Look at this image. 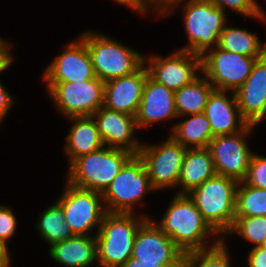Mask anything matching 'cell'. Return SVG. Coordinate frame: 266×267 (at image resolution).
Returning <instances> with one entry per match:
<instances>
[{"instance_id": "6da1fadb", "label": "cell", "mask_w": 266, "mask_h": 267, "mask_svg": "<svg viewBox=\"0 0 266 267\" xmlns=\"http://www.w3.org/2000/svg\"><path fill=\"white\" fill-rule=\"evenodd\" d=\"M156 225L184 254L211 248L222 241L219 237L207 247L206 240L209 235H220L203 218L188 194H176L162 220Z\"/></svg>"}, {"instance_id": "7a4b0ae2", "label": "cell", "mask_w": 266, "mask_h": 267, "mask_svg": "<svg viewBox=\"0 0 266 267\" xmlns=\"http://www.w3.org/2000/svg\"><path fill=\"white\" fill-rule=\"evenodd\" d=\"M134 213H106L96 233L97 262L100 267H121L132 256L136 233L148 218Z\"/></svg>"}, {"instance_id": "3957f363", "label": "cell", "mask_w": 266, "mask_h": 267, "mask_svg": "<svg viewBox=\"0 0 266 267\" xmlns=\"http://www.w3.org/2000/svg\"><path fill=\"white\" fill-rule=\"evenodd\" d=\"M238 181L215 174L188 193L203 218L220 236L233 226Z\"/></svg>"}, {"instance_id": "277c9868", "label": "cell", "mask_w": 266, "mask_h": 267, "mask_svg": "<svg viewBox=\"0 0 266 267\" xmlns=\"http://www.w3.org/2000/svg\"><path fill=\"white\" fill-rule=\"evenodd\" d=\"M123 149L103 146L78 157L68 169L67 182L73 186L103 193L133 156Z\"/></svg>"}, {"instance_id": "5b68a950", "label": "cell", "mask_w": 266, "mask_h": 267, "mask_svg": "<svg viewBox=\"0 0 266 267\" xmlns=\"http://www.w3.org/2000/svg\"><path fill=\"white\" fill-rule=\"evenodd\" d=\"M86 43L97 78L104 82L134 73L144 64V56L102 33L85 31Z\"/></svg>"}, {"instance_id": "8992f818", "label": "cell", "mask_w": 266, "mask_h": 267, "mask_svg": "<svg viewBox=\"0 0 266 267\" xmlns=\"http://www.w3.org/2000/svg\"><path fill=\"white\" fill-rule=\"evenodd\" d=\"M183 5L188 45L180 50L202 56L217 46L220 33L228 22L226 13L210 0H187Z\"/></svg>"}, {"instance_id": "52a82bcc", "label": "cell", "mask_w": 266, "mask_h": 267, "mask_svg": "<svg viewBox=\"0 0 266 267\" xmlns=\"http://www.w3.org/2000/svg\"><path fill=\"white\" fill-rule=\"evenodd\" d=\"M153 190L142 159L133 155L102 193L106 212L134 213L135 204Z\"/></svg>"}, {"instance_id": "ba28073f", "label": "cell", "mask_w": 266, "mask_h": 267, "mask_svg": "<svg viewBox=\"0 0 266 267\" xmlns=\"http://www.w3.org/2000/svg\"><path fill=\"white\" fill-rule=\"evenodd\" d=\"M47 92L64 117L92 116L104 102L105 82L94 78L79 82H46Z\"/></svg>"}, {"instance_id": "9c48e42d", "label": "cell", "mask_w": 266, "mask_h": 267, "mask_svg": "<svg viewBox=\"0 0 266 267\" xmlns=\"http://www.w3.org/2000/svg\"><path fill=\"white\" fill-rule=\"evenodd\" d=\"M66 187L57 200L62 207L65 222L74 235L94 236L92 229L97 226L99 231L107 213L102 193L79 188L68 182Z\"/></svg>"}, {"instance_id": "30bf717a", "label": "cell", "mask_w": 266, "mask_h": 267, "mask_svg": "<svg viewBox=\"0 0 266 267\" xmlns=\"http://www.w3.org/2000/svg\"><path fill=\"white\" fill-rule=\"evenodd\" d=\"M255 57L215 46L201 56V73L217 90L235 92L249 77Z\"/></svg>"}, {"instance_id": "8fae6325", "label": "cell", "mask_w": 266, "mask_h": 267, "mask_svg": "<svg viewBox=\"0 0 266 267\" xmlns=\"http://www.w3.org/2000/svg\"><path fill=\"white\" fill-rule=\"evenodd\" d=\"M187 148L170 135L161 145L142 144L138 155L142 159L154 190L178 185Z\"/></svg>"}, {"instance_id": "7c38bea8", "label": "cell", "mask_w": 266, "mask_h": 267, "mask_svg": "<svg viewBox=\"0 0 266 267\" xmlns=\"http://www.w3.org/2000/svg\"><path fill=\"white\" fill-rule=\"evenodd\" d=\"M253 128L254 125L248 124L238 133L215 136L210 140L207 148L210 150L218 175L233 178L238 182L245 179L254 154L249 149L245 137L250 135Z\"/></svg>"}, {"instance_id": "4fadbf2b", "label": "cell", "mask_w": 266, "mask_h": 267, "mask_svg": "<svg viewBox=\"0 0 266 267\" xmlns=\"http://www.w3.org/2000/svg\"><path fill=\"white\" fill-rule=\"evenodd\" d=\"M147 62L149 77L174 92L191 83L198 77L197 72L202 71L200 55L179 49L165 58L144 56V64Z\"/></svg>"}, {"instance_id": "5bb4252c", "label": "cell", "mask_w": 266, "mask_h": 267, "mask_svg": "<svg viewBox=\"0 0 266 267\" xmlns=\"http://www.w3.org/2000/svg\"><path fill=\"white\" fill-rule=\"evenodd\" d=\"M184 252L166 235L154 220L147 218L139 227L132 251L137 262L158 265H184Z\"/></svg>"}, {"instance_id": "9a60e30c", "label": "cell", "mask_w": 266, "mask_h": 267, "mask_svg": "<svg viewBox=\"0 0 266 267\" xmlns=\"http://www.w3.org/2000/svg\"><path fill=\"white\" fill-rule=\"evenodd\" d=\"M79 38L67 44L65 51L46 68L43 75L46 82H79L96 78L86 43Z\"/></svg>"}, {"instance_id": "2e32d148", "label": "cell", "mask_w": 266, "mask_h": 267, "mask_svg": "<svg viewBox=\"0 0 266 267\" xmlns=\"http://www.w3.org/2000/svg\"><path fill=\"white\" fill-rule=\"evenodd\" d=\"M92 117L97 124L104 146L127 150L138 155L142 143L133 135L138 128L134 116L102 106Z\"/></svg>"}, {"instance_id": "e0dca14e", "label": "cell", "mask_w": 266, "mask_h": 267, "mask_svg": "<svg viewBox=\"0 0 266 267\" xmlns=\"http://www.w3.org/2000/svg\"><path fill=\"white\" fill-rule=\"evenodd\" d=\"M242 118L258 125L266 116V54L256 59L251 74L235 91Z\"/></svg>"}, {"instance_id": "ac0fdd59", "label": "cell", "mask_w": 266, "mask_h": 267, "mask_svg": "<svg viewBox=\"0 0 266 267\" xmlns=\"http://www.w3.org/2000/svg\"><path fill=\"white\" fill-rule=\"evenodd\" d=\"M148 76L147 67L143 64L130 75L105 82L103 106L135 117Z\"/></svg>"}, {"instance_id": "d6986e66", "label": "cell", "mask_w": 266, "mask_h": 267, "mask_svg": "<svg viewBox=\"0 0 266 267\" xmlns=\"http://www.w3.org/2000/svg\"><path fill=\"white\" fill-rule=\"evenodd\" d=\"M229 92L230 96L227 94ZM204 114L210 122L214 137L238 133L248 125L240 114L233 91L214 89L207 100Z\"/></svg>"}, {"instance_id": "ffe728a7", "label": "cell", "mask_w": 266, "mask_h": 267, "mask_svg": "<svg viewBox=\"0 0 266 267\" xmlns=\"http://www.w3.org/2000/svg\"><path fill=\"white\" fill-rule=\"evenodd\" d=\"M174 99V91L155 82L148 76L135 115L137 127H148L154 122L178 117Z\"/></svg>"}, {"instance_id": "44dd1931", "label": "cell", "mask_w": 266, "mask_h": 267, "mask_svg": "<svg viewBox=\"0 0 266 267\" xmlns=\"http://www.w3.org/2000/svg\"><path fill=\"white\" fill-rule=\"evenodd\" d=\"M73 122L65 140L69 166L80 156L95 152L104 146L97 124L92 116L69 117Z\"/></svg>"}, {"instance_id": "7402d4cb", "label": "cell", "mask_w": 266, "mask_h": 267, "mask_svg": "<svg viewBox=\"0 0 266 267\" xmlns=\"http://www.w3.org/2000/svg\"><path fill=\"white\" fill-rule=\"evenodd\" d=\"M52 260L65 267H89L96 260V236L74 235L68 240L51 245Z\"/></svg>"}, {"instance_id": "603a6c76", "label": "cell", "mask_w": 266, "mask_h": 267, "mask_svg": "<svg viewBox=\"0 0 266 267\" xmlns=\"http://www.w3.org/2000/svg\"><path fill=\"white\" fill-rule=\"evenodd\" d=\"M215 174L214 161L207 147L187 148L178 179L181 190L177 194H188Z\"/></svg>"}, {"instance_id": "cb8c5ba5", "label": "cell", "mask_w": 266, "mask_h": 267, "mask_svg": "<svg viewBox=\"0 0 266 267\" xmlns=\"http://www.w3.org/2000/svg\"><path fill=\"white\" fill-rule=\"evenodd\" d=\"M191 83L175 91V108L178 117L204 113L207 100L215 89L202 74Z\"/></svg>"}, {"instance_id": "d4e9b609", "label": "cell", "mask_w": 266, "mask_h": 267, "mask_svg": "<svg viewBox=\"0 0 266 267\" xmlns=\"http://www.w3.org/2000/svg\"><path fill=\"white\" fill-rule=\"evenodd\" d=\"M171 137L186 148H206L214 137L210 122L204 113L189 115V118L176 123Z\"/></svg>"}, {"instance_id": "484cf974", "label": "cell", "mask_w": 266, "mask_h": 267, "mask_svg": "<svg viewBox=\"0 0 266 267\" xmlns=\"http://www.w3.org/2000/svg\"><path fill=\"white\" fill-rule=\"evenodd\" d=\"M218 48L229 52L247 55L259 59L266 54V43L262 44L259 37L246 29L224 26L220 33Z\"/></svg>"}, {"instance_id": "4316f807", "label": "cell", "mask_w": 266, "mask_h": 267, "mask_svg": "<svg viewBox=\"0 0 266 267\" xmlns=\"http://www.w3.org/2000/svg\"><path fill=\"white\" fill-rule=\"evenodd\" d=\"M37 229L49 245L68 240L74 236L71 228L64 220L61 205L56 201L39 216Z\"/></svg>"}, {"instance_id": "83f0119b", "label": "cell", "mask_w": 266, "mask_h": 267, "mask_svg": "<svg viewBox=\"0 0 266 267\" xmlns=\"http://www.w3.org/2000/svg\"><path fill=\"white\" fill-rule=\"evenodd\" d=\"M266 216V189L240 181L236 190L235 216Z\"/></svg>"}, {"instance_id": "f1b7e54d", "label": "cell", "mask_w": 266, "mask_h": 267, "mask_svg": "<svg viewBox=\"0 0 266 267\" xmlns=\"http://www.w3.org/2000/svg\"><path fill=\"white\" fill-rule=\"evenodd\" d=\"M224 239L215 246L186 253L183 267H231Z\"/></svg>"}, {"instance_id": "f546056e", "label": "cell", "mask_w": 266, "mask_h": 267, "mask_svg": "<svg viewBox=\"0 0 266 267\" xmlns=\"http://www.w3.org/2000/svg\"><path fill=\"white\" fill-rule=\"evenodd\" d=\"M233 233L255 243L252 248L260 247L266 239V216H235L233 226L226 236Z\"/></svg>"}, {"instance_id": "4dcf8cb0", "label": "cell", "mask_w": 266, "mask_h": 267, "mask_svg": "<svg viewBox=\"0 0 266 267\" xmlns=\"http://www.w3.org/2000/svg\"><path fill=\"white\" fill-rule=\"evenodd\" d=\"M217 7H219L222 11L225 12V8L228 7L232 11H235L239 14H243L244 17H253L258 18L259 20H265L266 16L265 12L259 4L257 0H210ZM226 6V7H225Z\"/></svg>"}, {"instance_id": "1f68e13d", "label": "cell", "mask_w": 266, "mask_h": 267, "mask_svg": "<svg viewBox=\"0 0 266 267\" xmlns=\"http://www.w3.org/2000/svg\"><path fill=\"white\" fill-rule=\"evenodd\" d=\"M243 181L253 187L266 189V157L253 154Z\"/></svg>"}, {"instance_id": "d6a6232c", "label": "cell", "mask_w": 266, "mask_h": 267, "mask_svg": "<svg viewBox=\"0 0 266 267\" xmlns=\"http://www.w3.org/2000/svg\"><path fill=\"white\" fill-rule=\"evenodd\" d=\"M17 221L10 209L0 205V241L8 246V241L14 235Z\"/></svg>"}, {"instance_id": "836d02e7", "label": "cell", "mask_w": 266, "mask_h": 267, "mask_svg": "<svg viewBox=\"0 0 266 267\" xmlns=\"http://www.w3.org/2000/svg\"><path fill=\"white\" fill-rule=\"evenodd\" d=\"M113 1L121 5L122 4L126 5L137 11V13L139 14H144L148 11V9H150V7L151 8L153 7V10L157 12V15L160 14L161 16V13L156 8H154L151 0H113Z\"/></svg>"}, {"instance_id": "e575fe53", "label": "cell", "mask_w": 266, "mask_h": 267, "mask_svg": "<svg viewBox=\"0 0 266 267\" xmlns=\"http://www.w3.org/2000/svg\"><path fill=\"white\" fill-rule=\"evenodd\" d=\"M248 267H266V249L255 247L249 250Z\"/></svg>"}, {"instance_id": "d590c367", "label": "cell", "mask_w": 266, "mask_h": 267, "mask_svg": "<svg viewBox=\"0 0 266 267\" xmlns=\"http://www.w3.org/2000/svg\"><path fill=\"white\" fill-rule=\"evenodd\" d=\"M14 104V99L0 81V123Z\"/></svg>"}, {"instance_id": "8d00e7d4", "label": "cell", "mask_w": 266, "mask_h": 267, "mask_svg": "<svg viewBox=\"0 0 266 267\" xmlns=\"http://www.w3.org/2000/svg\"><path fill=\"white\" fill-rule=\"evenodd\" d=\"M10 43L0 37V72L6 70L12 63Z\"/></svg>"}, {"instance_id": "74e56055", "label": "cell", "mask_w": 266, "mask_h": 267, "mask_svg": "<svg viewBox=\"0 0 266 267\" xmlns=\"http://www.w3.org/2000/svg\"><path fill=\"white\" fill-rule=\"evenodd\" d=\"M153 6L161 13V16L170 14L174 9L178 7V3L182 0H151Z\"/></svg>"}, {"instance_id": "f35d334b", "label": "cell", "mask_w": 266, "mask_h": 267, "mask_svg": "<svg viewBox=\"0 0 266 267\" xmlns=\"http://www.w3.org/2000/svg\"><path fill=\"white\" fill-rule=\"evenodd\" d=\"M121 267H183V265H158V262H137V259L131 257Z\"/></svg>"}, {"instance_id": "ab89813d", "label": "cell", "mask_w": 266, "mask_h": 267, "mask_svg": "<svg viewBox=\"0 0 266 267\" xmlns=\"http://www.w3.org/2000/svg\"><path fill=\"white\" fill-rule=\"evenodd\" d=\"M10 259L7 245L0 241V267H10Z\"/></svg>"}, {"instance_id": "60d3db41", "label": "cell", "mask_w": 266, "mask_h": 267, "mask_svg": "<svg viewBox=\"0 0 266 267\" xmlns=\"http://www.w3.org/2000/svg\"><path fill=\"white\" fill-rule=\"evenodd\" d=\"M260 248L266 249V239L263 241V243L260 245Z\"/></svg>"}]
</instances>
